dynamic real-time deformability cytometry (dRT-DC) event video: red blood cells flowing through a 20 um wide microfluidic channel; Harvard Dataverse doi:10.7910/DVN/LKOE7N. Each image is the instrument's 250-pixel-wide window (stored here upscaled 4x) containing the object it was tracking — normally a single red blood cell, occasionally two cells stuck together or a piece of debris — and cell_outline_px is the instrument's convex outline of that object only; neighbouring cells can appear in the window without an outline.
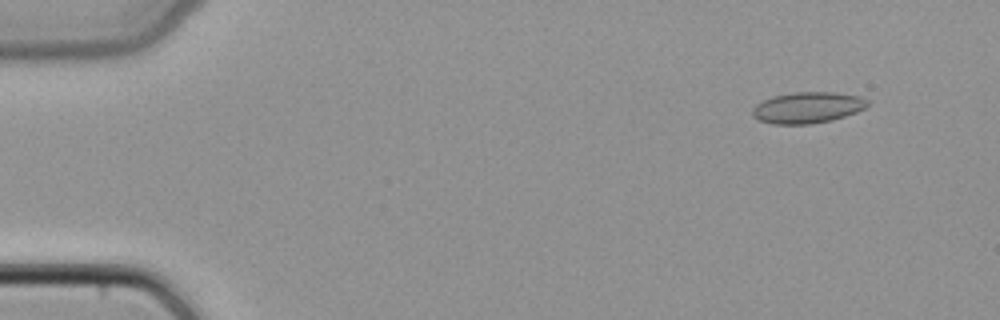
{"species": "common noctule bat (a hibernating species)", "species_latin": "Nyctalus noctula", "temperature_condition": "cold", "stored_images_in_passage": 44, "camera_frame_rate_fps": 3000, "um_per_image_px": 0.085, "animal": {"sex": "female", "body_mass_g": 22.7, "forearm_length_mm": 54.2}, "frame": {"image": 1, "passage_image": 1, "time_ms": 0.0, "image_size_px": [1000, 320], "cell_outline_px": [[868, 104], [864, 108], [856, 112], [832, 120], [808, 124], [772, 124], [760, 120], [752, 116], [752, 108], [756, 104], [772, 96], [792, 92], [836, 92], [860, 96], [868, 100]], "centroid_in_image_um": [68.62, 9.14], "position_along_channel_um": 16.4, "area_um2": 20.92}}
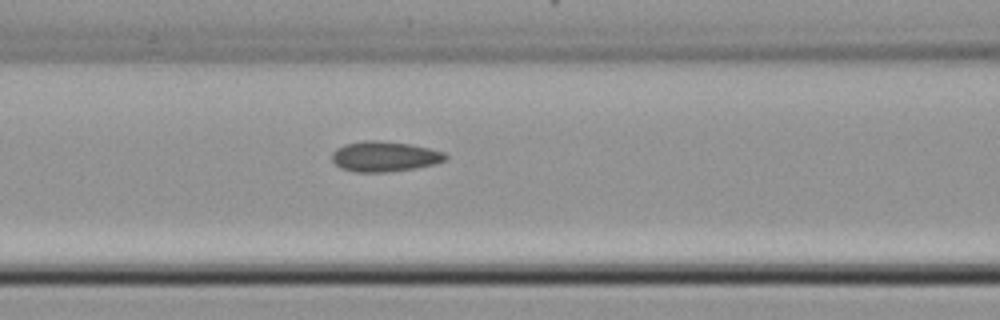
{"frame": {"image": 2, "passage_image": 17, "time_ms": 5.333, "image_size_px": [1000, 320], "cell_outline_px": [[448, 156], [444, 160], [436, 164], [416, 168], [388, 172], [356, 172], [340, 168], [332, 160], [332, 152], [336, 148], [344, 144], [364, 140], [376, 140], [412, 144], [444, 152]], "centroid_in_image_um": [32.67, 13.3], "position_along_channel_um": 133.9, "area_um2": 20.17}}
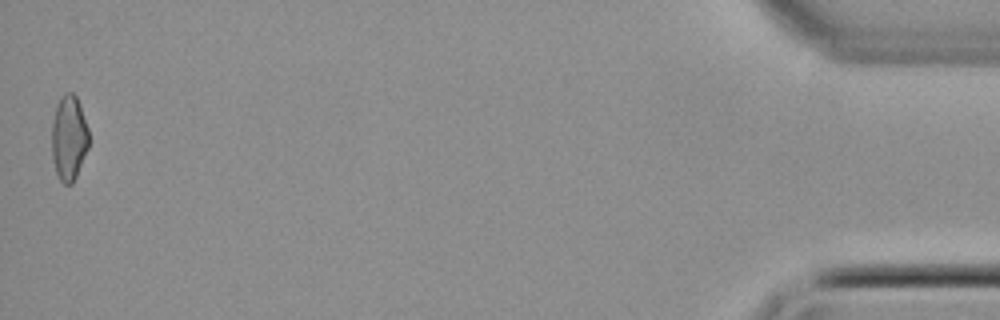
{"frame": {"image": 3, "passage_image": 44, "time_ms": 14.333, "image_size_px": [1000, 320], "cell_outline_px": [[88, 148], [76, 176], [72, 184], [64, 184], [60, 180], [56, 172], [52, 160], [52, 120], [56, 104], [60, 96], [64, 92], [72, 92], [76, 96], [80, 104], [88, 128]], "centroid_in_image_um": [5.84, 11.69], "position_along_channel_um": 429.4, "area_um2": 18.55}}